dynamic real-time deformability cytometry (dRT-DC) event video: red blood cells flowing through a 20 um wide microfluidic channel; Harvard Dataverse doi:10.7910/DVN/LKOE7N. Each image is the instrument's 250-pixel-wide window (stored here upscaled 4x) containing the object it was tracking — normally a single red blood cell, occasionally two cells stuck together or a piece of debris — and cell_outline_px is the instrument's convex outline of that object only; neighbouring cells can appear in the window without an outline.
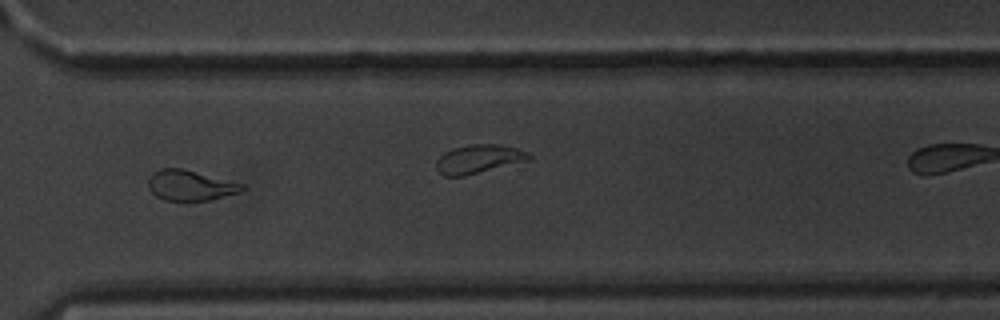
{"species": "common noctule bat (a hibernating species)", "species_latin": "Nyctalus noctula", "temperature_condition": "warm", "stored_images_in_passage": 59, "camera_frame_rate_fps": 3000, "um_per_image_px": 0.085, "animal": {"sex": "male", "body_mass_g": 20.1, "forearm_length_mm": 53.5}, "frame": {"image": 1, "passage_image": 43, "time_ms": 14.0, "image_size_px": [1000, 320], "cell_outline_px": [[248, 188], [240, 192], [208, 200], [164, 200], [156, 196], [148, 188], [148, 180], [152, 172], [160, 168], [184, 168], [244, 184]], "centroid_in_image_um": [16.18, 15.74], "position_along_channel_um": 354.4, "area_um2": 16.7}}
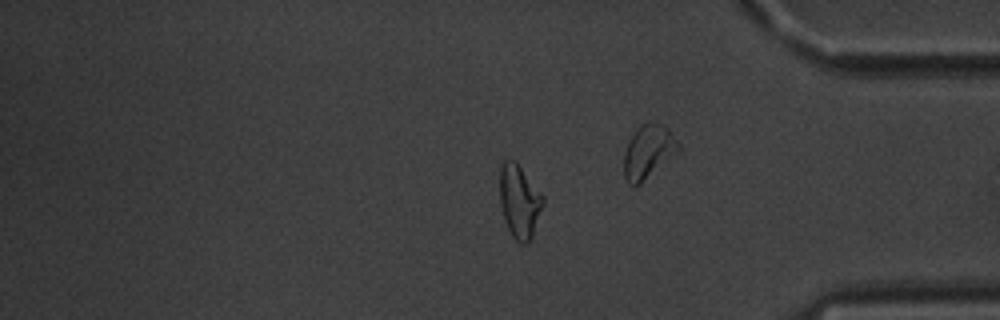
{"frame": {"image": 2, "passage_image": 48, "time_ms": 15.667, "image_size_px": [1000, 320], "cell_outline_px": [[544, 204], [532, 236], [528, 244], [520, 244], [512, 236], [504, 220], [500, 204], [500, 168], [504, 160], [516, 160], [544, 196]], "centroid_in_image_um": [44.16, 17.11], "position_along_channel_um": 391.0, "area_um2": 18.67}, "authors_computed_cell_mechanics": {"area_um2": 18.1492, "velocity_mm_per_s": 3.4264, "shape_relaxation_time_tau1_ms": 5.534, "shape_relaxation_time_tau2_ms": 2.0453, "deformation_change_tau1": 0.1618, "deformation_change_tau2": 0.0725}}